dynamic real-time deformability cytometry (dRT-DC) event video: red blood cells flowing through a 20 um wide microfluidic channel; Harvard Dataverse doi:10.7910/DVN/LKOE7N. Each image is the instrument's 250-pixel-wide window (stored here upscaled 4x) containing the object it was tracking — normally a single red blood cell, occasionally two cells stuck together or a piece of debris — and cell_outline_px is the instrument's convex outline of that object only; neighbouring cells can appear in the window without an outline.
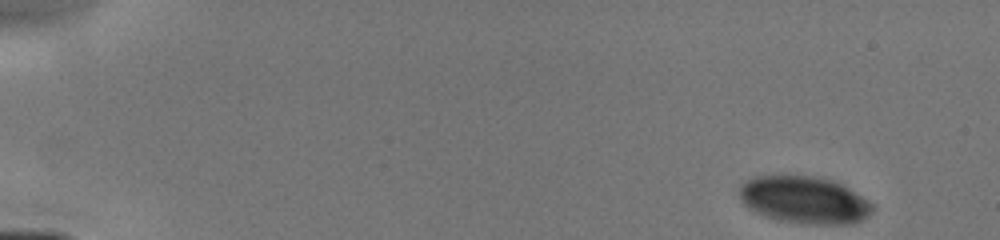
{"species": "human", "species_latin": "Homo sapiens", "temperature_condition": "cold", "stored_images_in_passage": 10, "camera_frame_rate_fps": 3000, "um_per_image_px": 0.085, "donor": {"sex": "male"}, "frame": {"image": 1, "passage_image": 1, "time_ms": 0.0, "image_size_px": [1000, 240], "cell_outline_px": [[876, 208], [868, 216], [852, 224], [800, 224], [776, 220], [764, 216], [748, 208], [740, 200], [740, 188], [748, 180], [756, 176], [784, 172], [832, 180], [848, 188], [872, 204]], "centroid_in_image_um": [68.32, 16.98], "position_along_channel_um": 16.7, "area_um2": 37.17}}
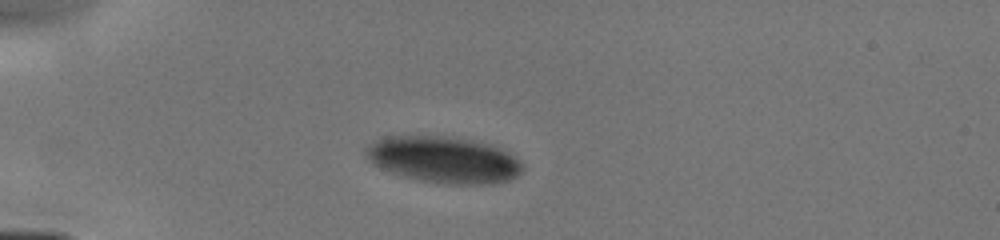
{"frame": {"image": 2, "passage_image": 6, "time_ms": 3.333, "image_size_px": [1000, 240], "cell_outline_px": [[524, 168], [516, 176], [508, 180], [492, 184], [452, 184], [424, 180], [404, 176], [380, 168], [368, 160], [364, 152], [364, 148], [368, 144], [384, 136], [452, 136], [488, 144], [520, 160], [524, 164]], "centroid_in_image_um": [37.68, 13.56], "position_along_channel_um": 47.3, "area_um2": 42.08}}
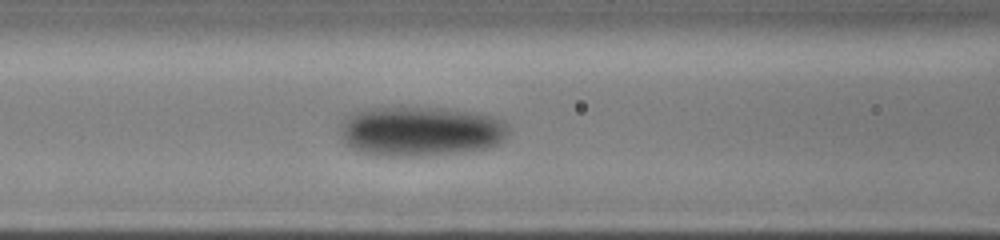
{"frame": {"image": 3, "passage_image": 10, "time_ms": 6.0, "image_size_px": [1000, 240], "cell_outline_px": [[508, 132], [496, 144], [488, 148], [420, 156], [388, 156], [360, 152], [352, 148], [340, 136], [340, 124], [352, 112], [364, 108], [400, 104], [448, 108], [476, 112], [500, 120], [508, 124]], "centroid_in_image_um": [35.67, 11.1], "position_along_channel_um": 130.9, "area_um2": 49.77}}